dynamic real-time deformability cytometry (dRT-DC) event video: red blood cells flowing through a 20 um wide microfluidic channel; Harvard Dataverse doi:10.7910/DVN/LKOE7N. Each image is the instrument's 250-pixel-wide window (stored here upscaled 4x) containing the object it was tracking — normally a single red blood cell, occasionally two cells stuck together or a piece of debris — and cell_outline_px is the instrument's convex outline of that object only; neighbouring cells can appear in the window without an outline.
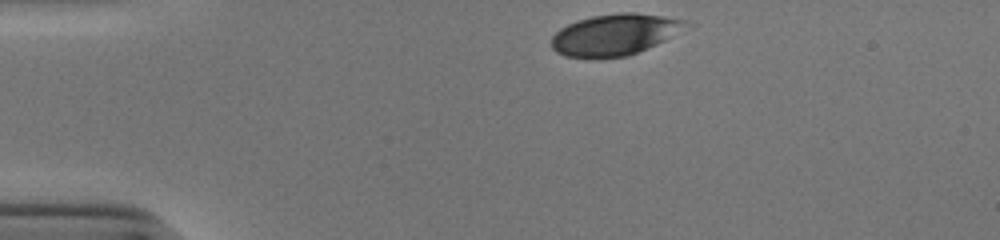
{"species": "human", "species_latin": "Homo sapiens", "temperature_condition": "cold", "stored_images_in_passage": 33, "camera_frame_rate_fps": 3000, "um_per_image_px": 0.085, "donor": {"sex": "male"}, "frame": {"image": 1, "passage_image": 1, "time_ms": 0.0, "image_size_px": [1000, 240], "cell_outline_px": [[696, 24], [692, 28], [656, 44], [628, 56], [596, 60], [564, 56], [556, 52], [552, 48], [552, 36], [560, 28], [576, 20], [592, 16], [620, 12], [636, 12], [692, 20]], "centroid_in_image_um": [52.35, 2.94], "position_along_channel_um": 32.6, "area_um2": 33.58}}
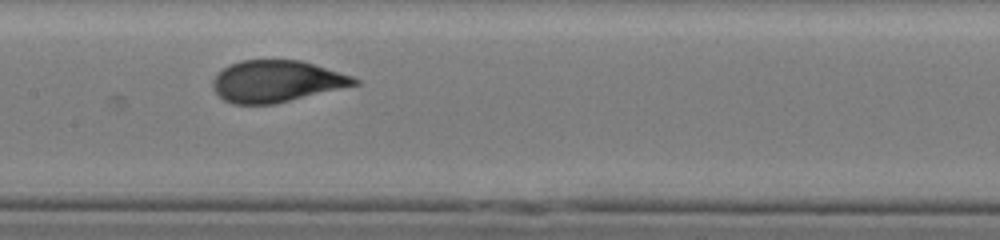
{"frame": {"image": 2, "passage_image": 17, "time_ms": 5.333, "image_size_px": [1000, 240], "cell_outline_px": [[360, 84], [272, 104], [232, 104], [224, 100], [212, 88], [212, 80], [224, 68], [240, 60], [300, 60], [352, 76], [360, 80]], "centroid_in_image_um": [23.49, 6.91], "position_along_channel_um": 183.9, "area_um2": 33.99}}
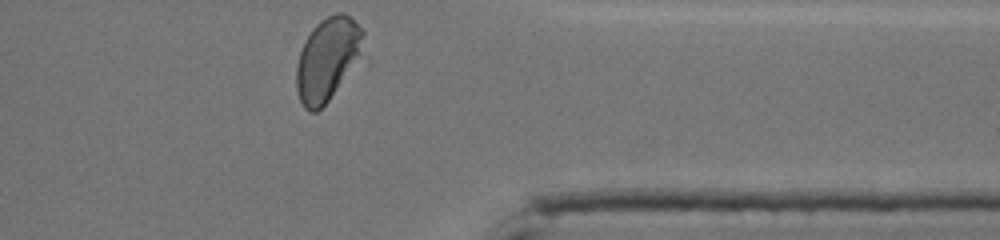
{"frame": {"image": 3, "passage_image": 33, "time_ms": 10.667, "image_size_px": [1000, 240], "cell_outline_px": [[372, 64], [316, 112], [308, 112], [304, 108], [300, 100], [296, 88], [296, 64], [304, 40], [312, 28], [320, 20], [336, 12], [344, 12], [352, 16], [364, 32]], "centroid_in_image_um": [28.09, 5.08], "position_along_channel_um": 383.3, "area_um2": 36.41}, "authors_computed_cell_mechanics": {"area_um2": 34.6222, "velocity_mm_per_s": 3.9075, "shape_relaxation_time_tau1_ms": 4.1926, "shape_relaxation_time_tau2_ms": null, "deformation_change_tau1": 0.1675, "deformation_change_tau2": null}}